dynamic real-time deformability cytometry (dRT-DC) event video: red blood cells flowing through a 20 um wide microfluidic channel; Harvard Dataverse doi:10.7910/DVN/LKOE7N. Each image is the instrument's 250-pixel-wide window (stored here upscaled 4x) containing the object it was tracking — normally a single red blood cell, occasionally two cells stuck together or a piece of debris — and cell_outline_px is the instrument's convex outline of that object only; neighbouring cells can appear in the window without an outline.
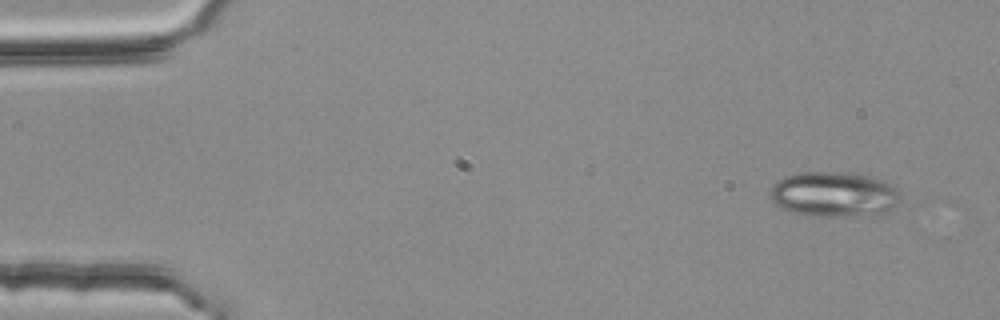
{"species": "common noctule bat (a hibernating species)", "species_latin": "Nyctalus noctula", "temperature_condition": "room temperature", "stored_images_in_passage": 18, "camera_frame_rate_fps": 3000, "um_per_image_px": 0.085, "animal": {"sex": "female", "body_mass_g": 25.1}, "frame": {"image": 1, "passage_image": 1, "time_ms": 0.0, "image_size_px": [1000, 320], "cell_outline_px": [[900, 200], [884, 216], [828, 216], [796, 212], [784, 208], [776, 204], [772, 200], [772, 184], [784, 176], [800, 172], [856, 172], [872, 176], [884, 180], [896, 188], [900, 192]], "centroid_in_image_um": [71.0, 16.5], "position_along_channel_um": 14.0, "area_um2": 34.56}}